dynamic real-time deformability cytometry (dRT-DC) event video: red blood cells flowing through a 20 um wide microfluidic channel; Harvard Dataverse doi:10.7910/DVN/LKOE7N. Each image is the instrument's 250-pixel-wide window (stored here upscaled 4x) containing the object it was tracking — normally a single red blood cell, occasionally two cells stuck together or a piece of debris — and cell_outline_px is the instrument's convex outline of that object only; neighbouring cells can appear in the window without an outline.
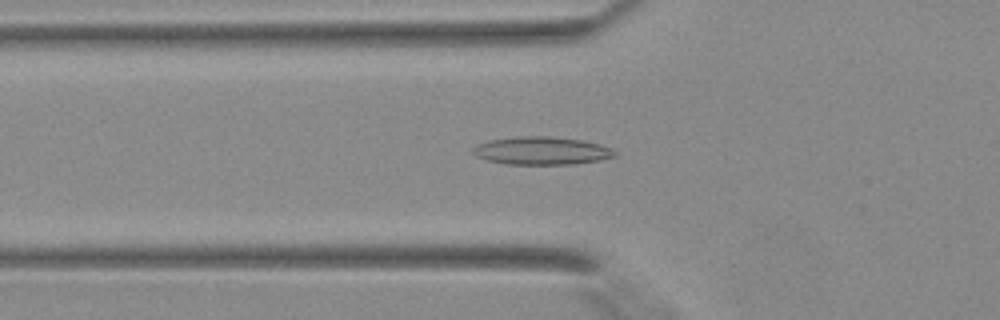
{"species": "Egyptian fruit bat (a non-hibernating species)", "species_latin": "Rousettus aegyptiacus", "temperature_condition": "warm", "stored_images_in_passage": 28, "camera_frame_rate_fps": 3000, "um_per_image_px": 0.085, "animal": {"sex": "female"}, "frame": {"image": 1, "passage_image": 2, "time_ms": 0.333, "image_size_px": [1000, 320], "cell_outline_px": [[616, 156], [600, 160], [572, 164], [508, 164], [488, 160], [476, 156], [472, 152], [472, 148], [476, 144], [488, 140], [516, 136], [548, 136], [584, 140], [612, 148], [616, 152]], "centroid_in_image_um": [46.02, 12.8], "position_along_channel_um": 79.8, "area_um2": 23.18}}
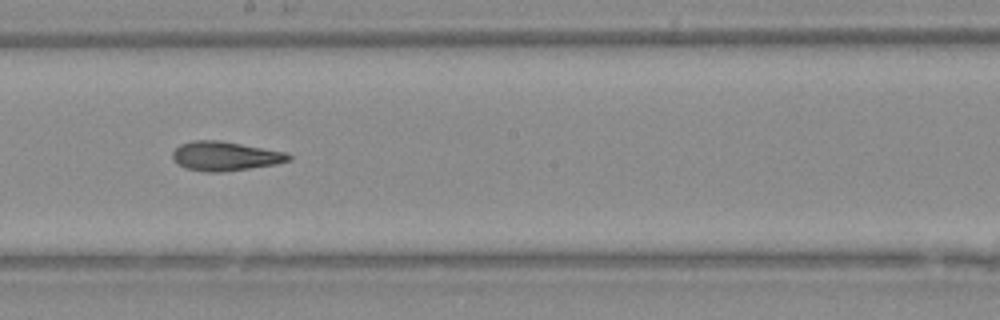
{"frame": {"image": 2, "passage_image": 11, "time_ms": 3.333, "image_size_px": [1000, 320], "cell_outline_px": [[292, 156], [288, 160], [276, 164], [224, 172], [204, 172], [184, 168], [176, 164], [172, 160], [172, 152], [180, 144], [192, 140], [220, 140], [284, 152]], "centroid_in_image_um": [19.05, 13.27], "position_along_channel_um": 229.2, "area_um2": 19.83}}
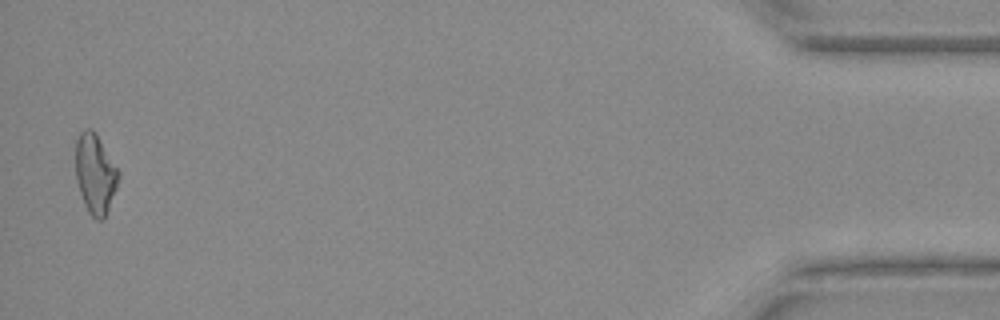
{"frame": {"image": 3, "passage_image": 28, "time_ms": 9.0, "image_size_px": [1000, 320], "cell_outline_px": [[120, 176], [116, 188], [104, 220], [96, 220], [88, 212], [84, 204], [76, 180], [76, 140], [80, 132], [84, 128], [92, 128], [96, 132], [120, 172]], "centroid_in_image_um": [8.1, 14.76], "position_along_channel_um": 427.1, "area_um2": 20.06}}